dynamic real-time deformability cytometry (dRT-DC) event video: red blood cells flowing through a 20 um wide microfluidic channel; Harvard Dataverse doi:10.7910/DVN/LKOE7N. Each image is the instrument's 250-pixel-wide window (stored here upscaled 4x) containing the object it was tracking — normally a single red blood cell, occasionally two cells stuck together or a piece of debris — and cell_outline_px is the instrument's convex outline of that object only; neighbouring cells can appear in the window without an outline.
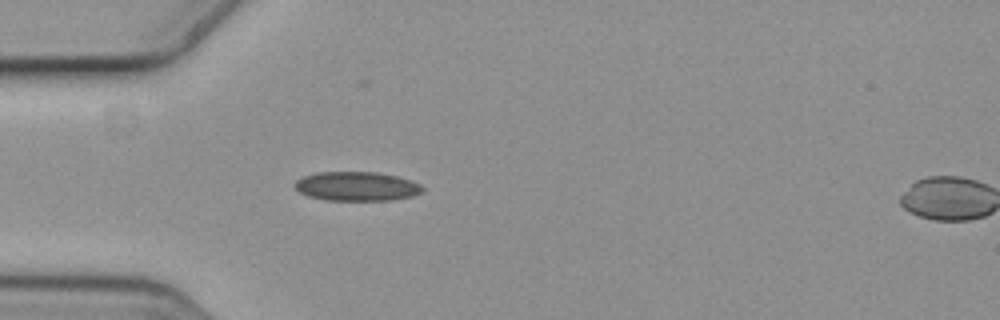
{"species": "common noctule bat (a hibernating species)", "species_latin": "Nyctalus noctula", "temperature_condition": "cold", "stored_images_in_passage": 6, "segment_of_instrument_passage": [1, 2], "camera_frame_rate_fps": 3000, "um_per_image_px": 0.085, "animal": {"sex": "female", "body_mass_g": 19.3, "forearm_length_mm": 54.1}, "frame": {"image": 1, "passage_image": 5, "time_ms": 1.333, "image_size_px": [1000, 320], "cell_outline_px": [[424, 192], [412, 196], [392, 200], [324, 200], [308, 196], [300, 192], [292, 184], [296, 180], [304, 176], [316, 172], [376, 172], [396, 176], [412, 180], [420, 184], [424, 188]], "centroid_in_image_um": [30.33, 15.83], "position_along_channel_um": 54.7, "area_um2": 21.85}}